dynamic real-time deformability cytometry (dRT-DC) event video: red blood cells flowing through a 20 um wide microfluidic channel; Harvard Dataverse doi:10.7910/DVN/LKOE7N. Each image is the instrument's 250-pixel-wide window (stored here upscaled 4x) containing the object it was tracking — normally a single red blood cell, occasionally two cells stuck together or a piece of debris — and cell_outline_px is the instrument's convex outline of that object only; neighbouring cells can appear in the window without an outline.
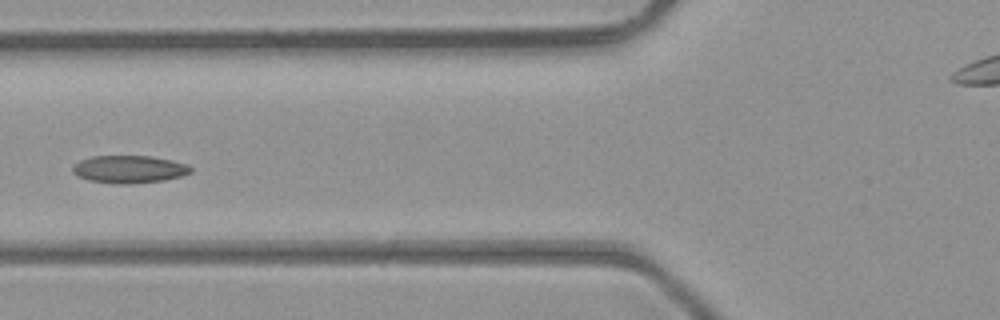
{"species": "common noctule bat (a hibernating species)", "species_latin": "Nyctalus noctula", "temperature_condition": "room temperature", "stored_images_in_passage": 6, "camera_frame_rate_fps": 3000, "um_per_image_px": 0.085, "animal": {"sex": "male", "body_mass_g": 23.1, "forearm_length_mm": 52.7}, "frame": {"image": 1, "passage_image": 6, "time_ms": 1.667, "image_size_px": [1000, 320], "cell_outline_px": [[192, 172], [184, 176], [164, 180], [132, 184], [116, 184], [88, 180], [72, 172], [72, 168], [80, 160], [92, 156], [152, 156], [172, 160], [188, 164], [192, 168]], "centroid_in_image_um": [11.03, 14.39], "position_along_channel_um": 114.8, "area_um2": 19.13}}